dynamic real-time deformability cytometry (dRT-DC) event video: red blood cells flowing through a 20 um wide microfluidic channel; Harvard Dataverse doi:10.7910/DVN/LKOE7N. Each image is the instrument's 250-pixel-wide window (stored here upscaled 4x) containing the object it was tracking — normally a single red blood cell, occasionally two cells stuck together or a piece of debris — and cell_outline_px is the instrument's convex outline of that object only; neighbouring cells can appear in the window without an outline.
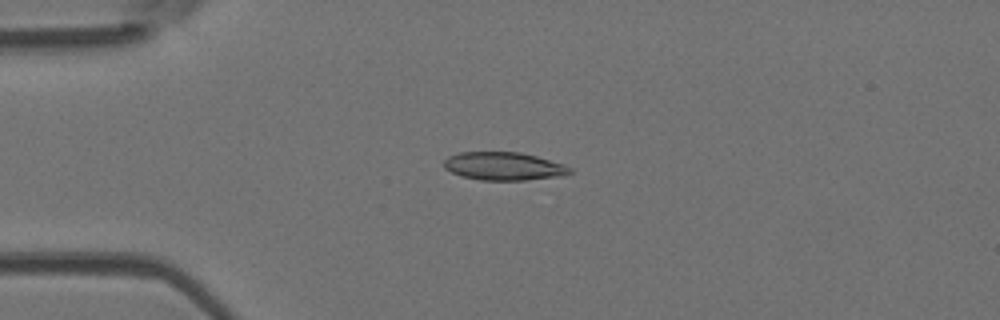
{"species": "Egyptian fruit bat (a non-hibernating species)", "species_latin": "Rousettus aegyptiacus", "temperature_condition": "room temperature", "stored_images_in_passage": 51, "camera_frame_rate_fps": 3000, "um_per_image_px": 0.085, "animal": {"sex": "female"}, "frame": {"image": 1, "passage_image": 13, "time_ms": 4.0, "image_size_px": [1000, 320], "cell_outline_px": [[572, 172], [564, 176], [524, 180], [480, 180], [460, 176], [444, 168], [444, 160], [448, 156], [460, 152], [520, 152], [536, 156], [564, 164], [572, 168]], "centroid_in_image_um": [42.83, 14.13], "position_along_channel_um": 42.2, "area_um2": 20.75}}
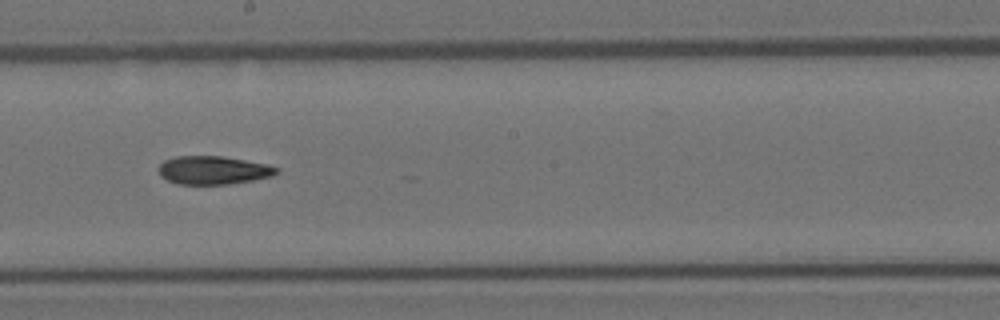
{"frame": {"image": 2, "passage_image": 29, "time_ms": 9.333, "image_size_px": [1000, 320], "cell_outline_px": [[280, 172], [272, 176], [252, 180], [228, 184], [176, 184], [160, 176], [160, 164], [164, 160], [176, 156], [220, 156], [268, 164], [280, 168]], "centroid_in_image_um": [18.15, 14.46], "position_along_channel_um": 230.0, "area_um2": 19.42}}
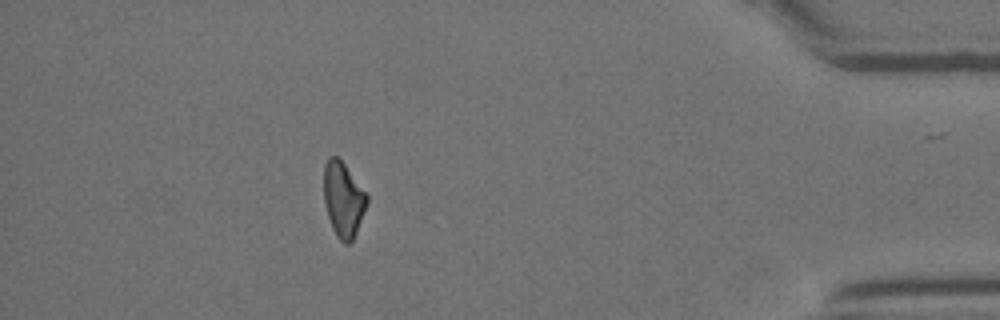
{"frame": {"image": 3, "passage_image": 46, "time_ms": 15.0, "image_size_px": [1000, 320], "cell_outline_px": [[368, 200], [356, 232], [352, 240], [348, 244], [344, 244], [336, 236], [332, 228], [324, 204], [324, 164], [328, 156], [336, 156], [344, 164], [368, 196]], "centroid_in_image_um": [29.15, 16.95], "position_along_channel_um": 406.1, "area_um2": 18.55}, "authors_computed_cell_mechanics": {"area_um2": 19.8254, "velocity_mm_per_s": 3.9681, "shape_relaxation_time_tau1_ms": 6.657, "shape_relaxation_time_tau2_ms": null, "deformation_change_tau1": 0.1698, "deformation_change_tau2": null}}